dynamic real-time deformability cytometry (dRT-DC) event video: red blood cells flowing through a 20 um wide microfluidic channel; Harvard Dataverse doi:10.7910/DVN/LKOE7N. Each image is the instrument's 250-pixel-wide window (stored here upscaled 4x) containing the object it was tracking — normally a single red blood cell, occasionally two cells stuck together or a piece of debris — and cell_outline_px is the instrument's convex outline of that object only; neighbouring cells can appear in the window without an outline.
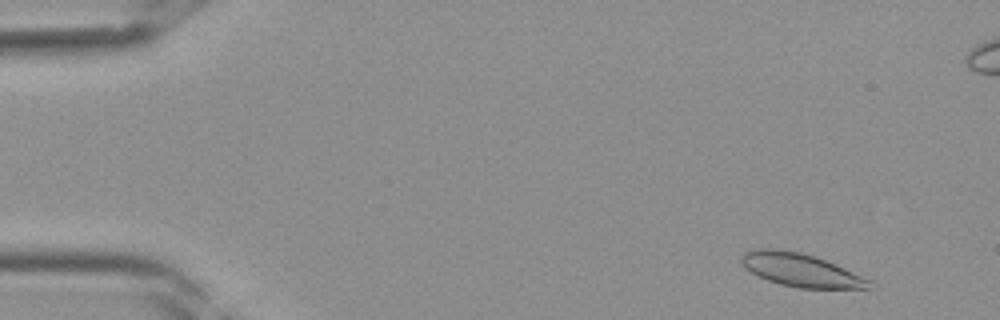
{"species": "Egyptian fruit bat (a non-hibernating species)", "species_latin": "Rousettus aegyptiacus", "temperature_condition": "room temperature", "stored_images_in_passage": 40, "camera_frame_rate_fps": 3000, "um_per_image_px": 0.085, "frame": {"image": 1, "passage_image": 3, "time_ms": 0.667, "image_size_px": [1000, 320], "cell_outline_px": [[876, 288], [800, 288], [780, 284], [768, 280], [744, 268], [740, 264], [740, 256], [744, 252], [752, 248], [772, 248], [800, 252], [816, 256], [836, 264], [872, 280]], "centroid_in_image_um": [68.07, 22.94], "position_along_channel_um": 16.9, "area_um2": 25.03}}
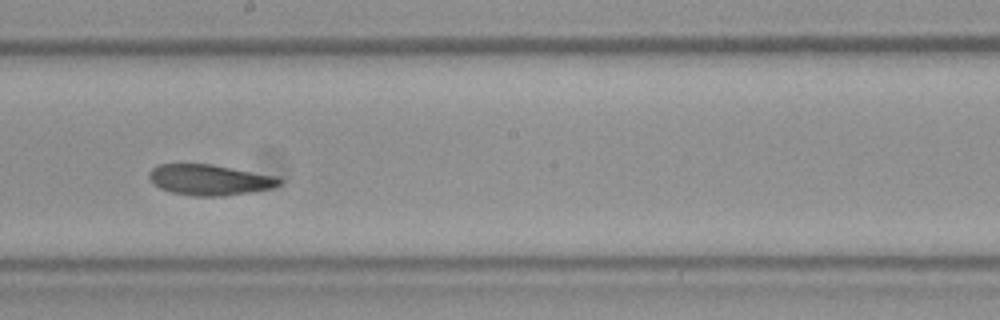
{"frame": {"image": 2, "passage_image": 22, "time_ms": 7.0, "image_size_px": [1000, 320], "cell_outline_px": [[284, 180], [280, 184], [272, 188], [224, 196], [196, 196], [172, 192], [160, 188], [152, 184], [148, 176], [148, 172], [156, 164], [212, 164], [276, 176]], "centroid_in_image_um": [17.79, 15.28], "position_along_channel_um": 230.4, "area_um2": 23.35}}
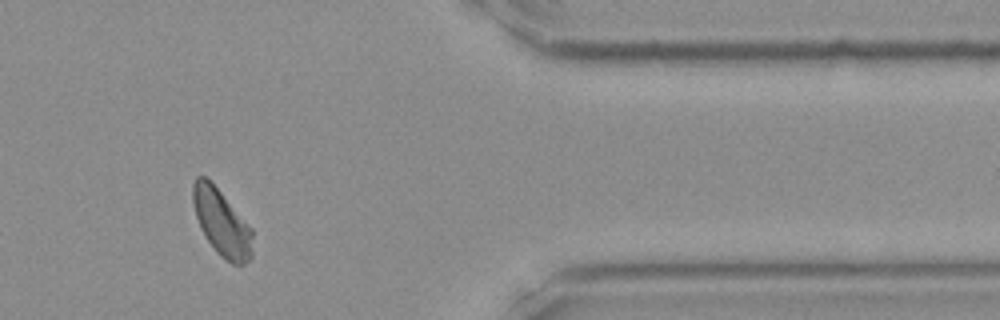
{"frame": {"image": 3, "passage_image": 33, "time_ms": 10.667, "image_size_px": [1000, 320], "cell_outline_px": [[252, 256], [244, 264], [232, 264], [220, 256], [216, 252], [200, 228], [196, 216], [192, 200], [192, 184], [196, 176], [204, 176], [220, 192], [252, 228]], "centroid_in_image_um": [18.83, 18.95], "position_along_channel_um": 392.6, "area_um2": 22.77}}